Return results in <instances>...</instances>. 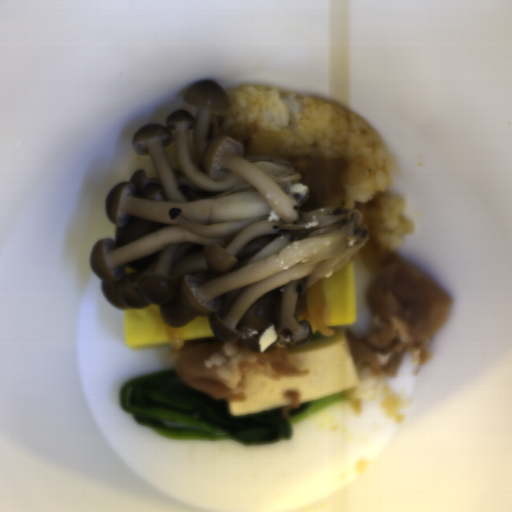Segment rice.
I'll list each match as a JSON object with an SVG mask.
<instances>
[{
	"label": "rice",
	"mask_w": 512,
	"mask_h": 512,
	"mask_svg": "<svg viewBox=\"0 0 512 512\" xmlns=\"http://www.w3.org/2000/svg\"><path fill=\"white\" fill-rule=\"evenodd\" d=\"M360 383L353 388L341 391L354 400H372L378 398L387 385L389 376H372L368 370L355 364Z\"/></svg>",
	"instance_id": "3"
},
{
	"label": "rice",
	"mask_w": 512,
	"mask_h": 512,
	"mask_svg": "<svg viewBox=\"0 0 512 512\" xmlns=\"http://www.w3.org/2000/svg\"><path fill=\"white\" fill-rule=\"evenodd\" d=\"M227 92L231 107L223 114V133L235 125L255 124L256 134H283L282 143L268 157L346 158L341 209L358 211V203L392 188L393 162L364 116L280 89L247 84Z\"/></svg>",
	"instance_id": "1"
},
{
	"label": "rice",
	"mask_w": 512,
	"mask_h": 512,
	"mask_svg": "<svg viewBox=\"0 0 512 512\" xmlns=\"http://www.w3.org/2000/svg\"><path fill=\"white\" fill-rule=\"evenodd\" d=\"M406 202L394 195H383L378 216L379 238L390 250L396 249L403 236L415 232V226L409 217H404Z\"/></svg>",
	"instance_id": "2"
}]
</instances>
